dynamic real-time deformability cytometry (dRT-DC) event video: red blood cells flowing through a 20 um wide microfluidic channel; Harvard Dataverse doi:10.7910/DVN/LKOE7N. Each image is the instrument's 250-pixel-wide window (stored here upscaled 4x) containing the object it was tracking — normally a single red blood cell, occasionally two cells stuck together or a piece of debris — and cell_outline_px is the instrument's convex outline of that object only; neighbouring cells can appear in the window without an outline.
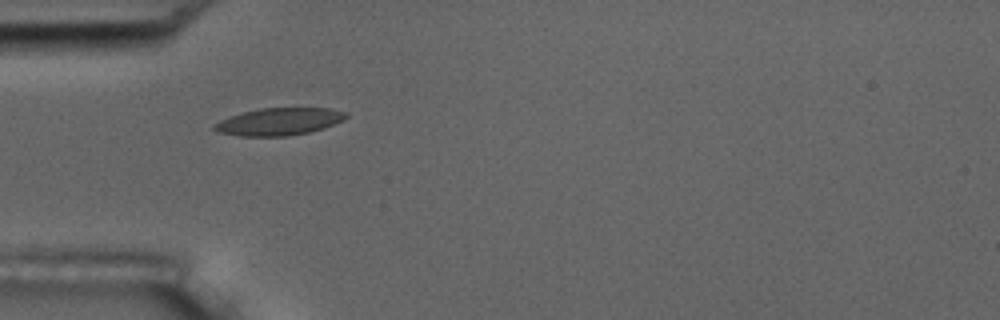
{"species": "common noctule bat (a hibernating species)", "species_latin": "Nyctalus noctula", "temperature_condition": "room temperature", "stored_images_in_passage": 3, "camera_frame_rate_fps": 3000, "um_per_image_px": 0.085, "animal": {"sex": "male", "body_mass_g": 17.5, "forearm_length_mm": 52.3}, "frame": {"image": 1, "passage_image": 2, "time_ms": 1.333, "image_size_px": [1000, 320], "cell_outline_px": [[348, 116], [344, 120], [324, 128], [308, 132], [288, 136], [240, 136], [220, 132], [212, 128], [212, 124], [220, 120], [244, 112], [260, 108], [332, 108], [348, 112]], "centroid_in_image_um": [23.76, 10.33], "position_along_channel_um": 61.2, "area_um2": 20.98}}